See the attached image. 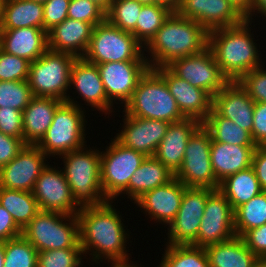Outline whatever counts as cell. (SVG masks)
<instances>
[{
  "mask_svg": "<svg viewBox=\"0 0 266 267\" xmlns=\"http://www.w3.org/2000/svg\"><path fill=\"white\" fill-rule=\"evenodd\" d=\"M122 130L114 138L122 145L143 153L145 156H154L169 127L168 122L157 119L132 117L124 111Z\"/></svg>",
  "mask_w": 266,
  "mask_h": 267,
  "instance_id": "cell-20",
  "label": "cell"
},
{
  "mask_svg": "<svg viewBox=\"0 0 266 267\" xmlns=\"http://www.w3.org/2000/svg\"><path fill=\"white\" fill-rule=\"evenodd\" d=\"M242 239L261 261L266 260V224L247 231Z\"/></svg>",
  "mask_w": 266,
  "mask_h": 267,
  "instance_id": "cell-47",
  "label": "cell"
},
{
  "mask_svg": "<svg viewBox=\"0 0 266 267\" xmlns=\"http://www.w3.org/2000/svg\"><path fill=\"white\" fill-rule=\"evenodd\" d=\"M0 205L11 214L22 230L40 211L32 192L3 187H0Z\"/></svg>",
  "mask_w": 266,
  "mask_h": 267,
  "instance_id": "cell-33",
  "label": "cell"
},
{
  "mask_svg": "<svg viewBox=\"0 0 266 267\" xmlns=\"http://www.w3.org/2000/svg\"><path fill=\"white\" fill-rule=\"evenodd\" d=\"M47 158L50 159L36 145L26 144L11 162L0 168V187L32 192L50 163Z\"/></svg>",
  "mask_w": 266,
  "mask_h": 267,
  "instance_id": "cell-17",
  "label": "cell"
},
{
  "mask_svg": "<svg viewBox=\"0 0 266 267\" xmlns=\"http://www.w3.org/2000/svg\"><path fill=\"white\" fill-rule=\"evenodd\" d=\"M142 5H152L155 4V0H136Z\"/></svg>",
  "mask_w": 266,
  "mask_h": 267,
  "instance_id": "cell-57",
  "label": "cell"
},
{
  "mask_svg": "<svg viewBox=\"0 0 266 267\" xmlns=\"http://www.w3.org/2000/svg\"><path fill=\"white\" fill-rule=\"evenodd\" d=\"M22 235V229L15 223L13 217L0 205V242Z\"/></svg>",
  "mask_w": 266,
  "mask_h": 267,
  "instance_id": "cell-50",
  "label": "cell"
},
{
  "mask_svg": "<svg viewBox=\"0 0 266 267\" xmlns=\"http://www.w3.org/2000/svg\"><path fill=\"white\" fill-rule=\"evenodd\" d=\"M96 65L108 100L113 105L120 104L117 110L131 99L138 82L150 69L148 61H118Z\"/></svg>",
  "mask_w": 266,
  "mask_h": 267,
  "instance_id": "cell-14",
  "label": "cell"
},
{
  "mask_svg": "<svg viewBox=\"0 0 266 267\" xmlns=\"http://www.w3.org/2000/svg\"><path fill=\"white\" fill-rule=\"evenodd\" d=\"M174 178L173 173L155 156H147L129 180L128 187L119 195L135 202L145 192L167 184ZM126 194V195H124Z\"/></svg>",
  "mask_w": 266,
  "mask_h": 267,
  "instance_id": "cell-29",
  "label": "cell"
},
{
  "mask_svg": "<svg viewBox=\"0 0 266 267\" xmlns=\"http://www.w3.org/2000/svg\"><path fill=\"white\" fill-rule=\"evenodd\" d=\"M0 49L34 62L48 50L47 32L36 27L0 29Z\"/></svg>",
  "mask_w": 266,
  "mask_h": 267,
  "instance_id": "cell-26",
  "label": "cell"
},
{
  "mask_svg": "<svg viewBox=\"0 0 266 267\" xmlns=\"http://www.w3.org/2000/svg\"><path fill=\"white\" fill-rule=\"evenodd\" d=\"M210 188L187 187L183 193L181 206L174 220L167 228L165 245H195L201 218L203 217Z\"/></svg>",
  "mask_w": 266,
  "mask_h": 267,
  "instance_id": "cell-12",
  "label": "cell"
},
{
  "mask_svg": "<svg viewBox=\"0 0 266 267\" xmlns=\"http://www.w3.org/2000/svg\"><path fill=\"white\" fill-rule=\"evenodd\" d=\"M211 134L201 125L189 138L181 168L174 175L185 187L219 189L210 160Z\"/></svg>",
  "mask_w": 266,
  "mask_h": 267,
  "instance_id": "cell-11",
  "label": "cell"
},
{
  "mask_svg": "<svg viewBox=\"0 0 266 267\" xmlns=\"http://www.w3.org/2000/svg\"><path fill=\"white\" fill-rule=\"evenodd\" d=\"M255 267H266V263L264 261H260Z\"/></svg>",
  "mask_w": 266,
  "mask_h": 267,
  "instance_id": "cell-58",
  "label": "cell"
},
{
  "mask_svg": "<svg viewBox=\"0 0 266 267\" xmlns=\"http://www.w3.org/2000/svg\"><path fill=\"white\" fill-rule=\"evenodd\" d=\"M142 4L136 0H113L106 20L117 28L132 32L136 28Z\"/></svg>",
  "mask_w": 266,
  "mask_h": 267,
  "instance_id": "cell-39",
  "label": "cell"
},
{
  "mask_svg": "<svg viewBox=\"0 0 266 267\" xmlns=\"http://www.w3.org/2000/svg\"><path fill=\"white\" fill-rule=\"evenodd\" d=\"M68 18L84 21L95 27L106 20V12L91 0H70Z\"/></svg>",
  "mask_w": 266,
  "mask_h": 267,
  "instance_id": "cell-43",
  "label": "cell"
},
{
  "mask_svg": "<svg viewBox=\"0 0 266 267\" xmlns=\"http://www.w3.org/2000/svg\"><path fill=\"white\" fill-rule=\"evenodd\" d=\"M252 23L245 19L237 26L209 32L208 47L214 54L221 74L228 82L238 81L247 72L265 64L257 40L253 38L256 35L254 31L251 33Z\"/></svg>",
  "mask_w": 266,
  "mask_h": 267,
  "instance_id": "cell-3",
  "label": "cell"
},
{
  "mask_svg": "<svg viewBox=\"0 0 266 267\" xmlns=\"http://www.w3.org/2000/svg\"><path fill=\"white\" fill-rule=\"evenodd\" d=\"M91 1H93L100 8H102L105 12H107L113 0H91Z\"/></svg>",
  "mask_w": 266,
  "mask_h": 267,
  "instance_id": "cell-55",
  "label": "cell"
},
{
  "mask_svg": "<svg viewBox=\"0 0 266 267\" xmlns=\"http://www.w3.org/2000/svg\"><path fill=\"white\" fill-rule=\"evenodd\" d=\"M210 267H255L261 260L240 236L205 248Z\"/></svg>",
  "mask_w": 266,
  "mask_h": 267,
  "instance_id": "cell-30",
  "label": "cell"
},
{
  "mask_svg": "<svg viewBox=\"0 0 266 267\" xmlns=\"http://www.w3.org/2000/svg\"><path fill=\"white\" fill-rule=\"evenodd\" d=\"M185 187L177 178H173L167 184L145 192L133 204L139 207L141 212L148 215L150 221L168 227L174 220L183 198Z\"/></svg>",
  "mask_w": 266,
  "mask_h": 267,
  "instance_id": "cell-22",
  "label": "cell"
},
{
  "mask_svg": "<svg viewBox=\"0 0 266 267\" xmlns=\"http://www.w3.org/2000/svg\"><path fill=\"white\" fill-rule=\"evenodd\" d=\"M30 61L0 49V81L28 80Z\"/></svg>",
  "mask_w": 266,
  "mask_h": 267,
  "instance_id": "cell-42",
  "label": "cell"
},
{
  "mask_svg": "<svg viewBox=\"0 0 266 267\" xmlns=\"http://www.w3.org/2000/svg\"><path fill=\"white\" fill-rule=\"evenodd\" d=\"M110 142L101 151V188L107 200L116 201L147 156L122 145L115 138Z\"/></svg>",
  "mask_w": 266,
  "mask_h": 267,
  "instance_id": "cell-10",
  "label": "cell"
},
{
  "mask_svg": "<svg viewBox=\"0 0 266 267\" xmlns=\"http://www.w3.org/2000/svg\"><path fill=\"white\" fill-rule=\"evenodd\" d=\"M68 97L55 111L53 121L36 146L49 158L83 148L87 140L85 107ZM84 109H83V108ZM57 155V157H55Z\"/></svg>",
  "mask_w": 266,
  "mask_h": 267,
  "instance_id": "cell-5",
  "label": "cell"
},
{
  "mask_svg": "<svg viewBox=\"0 0 266 267\" xmlns=\"http://www.w3.org/2000/svg\"><path fill=\"white\" fill-rule=\"evenodd\" d=\"M60 168V169H59ZM32 194L42 211L77 215L81 207L75 202L61 167L47 165L35 182Z\"/></svg>",
  "mask_w": 266,
  "mask_h": 267,
  "instance_id": "cell-15",
  "label": "cell"
},
{
  "mask_svg": "<svg viewBox=\"0 0 266 267\" xmlns=\"http://www.w3.org/2000/svg\"><path fill=\"white\" fill-rule=\"evenodd\" d=\"M63 101L53 97L33 96L22 112L23 141L36 145L50 127L57 108Z\"/></svg>",
  "mask_w": 266,
  "mask_h": 267,
  "instance_id": "cell-28",
  "label": "cell"
},
{
  "mask_svg": "<svg viewBox=\"0 0 266 267\" xmlns=\"http://www.w3.org/2000/svg\"><path fill=\"white\" fill-rule=\"evenodd\" d=\"M82 248H65L38 252L37 267H83Z\"/></svg>",
  "mask_w": 266,
  "mask_h": 267,
  "instance_id": "cell-41",
  "label": "cell"
},
{
  "mask_svg": "<svg viewBox=\"0 0 266 267\" xmlns=\"http://www.w3.org/2000/svg\"><path fill=\"white\" fill-rule=\"evenodd\" d=\"M123 111L132 117L157 119L168 123L185 118L165 80L154 69H149L140 79Z\"/></svg>",
  "mask_w": 266,
  "mask_h": 267,
  "instance_id": "cell-6",
  "label": "cell"
},
{
  "mask_svg": "<svg viewBox=\"0 0 266 267\" xmlns=\"http://www.w3.org/2000/svg\"><path fill=\"white\" fill-rule=\"evenodd\" d=\"M25 145L22 139L0 132V168L11 162Z\"/></svg>",
  "mask_w": 266,
  "mask_h": 267,
  "instance_id": "cell-49",
  "label": "cell"
},
{
  "mask_svg": "<svg viewBox=\"0 0 266 267\" xmlns=\"http://www.w3.org/2000/svg\"><path fill=\"white\" fill-rule=\"evenodd\" d=\"M256 147L221 143L212 139L210 160L217 181L220 183L226 177L250 168Z\"/></svg>",
  "mask_w": 266,
  "mask_h": 267,
  "instance_id": "cell-27",
  "label": "cell"
},
{
  "mask_svg": "<svg viewBox=\"0 0 266 267\" xmlns=\"http://www.w3.org/2000/svg\"><path fill=\"white\" fill-rule=\"evenodd\" d=\"M98 149L96 146L88 149L85 145L59 156L64 177L80 207L99 206L108 201L101 188V151Z\"/></svg>",
  "mask_w": 266,
  "mask_h": 267,
  "instance_id": "cell-4",
  "label": "cell"
},
{
  "mask_svg": "<svg viewBox=\"0 0 266 267\" xmlns=\"http://www.w3.org/2000/svg\"><path fill=\"white\" fill-rule=\"evenodd\" d=\"M75 60L76 57L69 53L48 49L31 62L27 81L33 96L53 97L65 102L70 97V70Z\"/></svg>",
  "mask_w": 266,
  "mask_h": 267,
  "instance_id": "cell-9",
  "label": "cell"
},
{
  "mask_svg": "<svg viewBox=\"0 0 266 267\" xmlns=\"http://www.w3.org/2000/svg\"><path fill=\"white\" fill-rule=\"evenodd\" d=\"M254 14L255 17L259 16L261 18L262 16V19L266 20V0H252L250 12L245 16V19L253 22L255 20L252 18L254 17Z\"/></svg>",
  "mask_w": 266,
  "mask_h": 267,
  "instance_id": "cell-52",
  "label": "cell"
},
{
  "mask_svg": "<svg viewBox=\"0 0 266 267\" xmlns=\"http://www.w3.org/2000/svg\"><path fill=\"white\" fill-rule=\"evenodd\" d=\"M234 236V210L226 197L218 189L214 190L207 198L194 246L206 248Z\"/></svg>",
  "mask_w": 266,
  "mask_h": 267,
  "instance_id": "cell-13",
  "label": "cell"
},
{
  "mask_svg": "<svg viewBox=\"0 0 266 267\" xmlns=\"http://www.w3.org/2000/svg\"><path fill=\"white\" fill-rule=\"evenodd\" d=\"M33 94L27 80L0 81V108H14L23 112Z\"/></svg>",
  "mask_w": 266,
  "mask_h": 267,
  "instance_id": "cell-40",
  "label": "cell"
},
{
  "mask_svg": "<svg viewBox=\"0 0 266 267\" xmlns=\"http://www.w3.org/2000/svg\"><path fill=\"white\" fill-rule=\"evenodd\" d=\"M94 26L66 18L47 32L48 49L82 58L87 51Z\"/></svg>",
  "mask_w": 266,
  "mask_h": 267,
  "instance_id": "cell-25",
  "label": "cell"
},
{
  "mask_svg": "<svg viewBox=\"0 0 266 267\" xmlns=\"http://www.w3.org/2000/svg\"><path fill=\"white\" fill-rule=\"evenodd\" d=\"M113 203V200H108L99 206L81 207L77 213L79 242L84 257L88 260L86 254L91 252L89 259L93 264L90 265H100L107 260L111 267H135L137 262L130 260L131 254L127 253L126 247L131 232L123 224V214L115 209Z\"/></svg>",
  "mask_w": 266,
  "mask_h": 267,
  "instance_id": "cell-1",
  "label": "cell"
},
{
  "mask_svg": "<svg viewBox=\"0 0 266 267\" xmlns=\"http://www.w3.org/2000/svg\"><path fill=\"white\" fill-rule=\"evenodd\" d=\"M38 251L23 236L4 242L3 267H37Z\"/></svg>",
  "mask_w": 266,
  "mask_h": 267,
  "instance_id": "cell-38",
  "label": "cell"
},
{
  "mask_svg": "<svg viewBox=\"0 0 266 267\" xmlns=\"http://www.w3.org/2000/svg\"><path fill=\"white\" fill-rule=\"evenodd\" d=\"M202 125L193 118L169 124L167 132L155 152V157L175 175L182 166L189 138Z\"/></svg>",
  "mask_w": 266,
  "mask_h": 267,
  "instance_id": "cell-24",
  "label": "cell"
},
{
  "mask_svg": "<svg viewBox=\"0 0 266 267\" xmlns=\"http://www.w3.org/2000/svg\"><path fill=\"white\" fill-rule=\"evenodd\" d=\"M266 224V192L262 191L250 201L234 210L236 236L242 237L247 231Z\"/></svg>",
  "mask_w": 266,
  "mask_h": 267,
  "instance_id": "cell-35",
  "label": "cell"
},
{
  "mask_svg": "<svg viewBox=\"0 0 266 267\" xmlns=\"http://www.w3.org/2000/svg\"><path fill=\"white\" fill-rule=\"evenodd\" d=\"M202 125L216 142L235 145H256L251 133L232 120L221 116L213 107Z\"/></svg>",
  "mask_w": 266,
  "mask_h": 267,
  "instance_id": "cell-34",
  "label": "cell"
},
{
  "mask_svg": "<svg viewBox=\"0 0 266 267\" xmlns=\"http://www.w3.org/2000/svg\"><path fill=\"white\" fill-rule=\"evenodd\" d=\"M262 191L266 192V146H257L254 151L252 165Z\"/></svg>",
  "mask_w": 266,
  "mask_h": 267,
  "instance_id": "cell-51",
  "label": "cell"
},
{
  "mask_svg": "<svg viewBox=\"0 0 266 267\" xmlns=\"http://www.w3.org/2000/svg\"><path fill=\"white\" fill-rule=\"evenodd\" d=\"M32 1H38V2H42V3H44V2L47 1V0H32Z\"/></svg>",
  "mask_w": 266,
  "mask_h": 267,
  "instance_id": "cell-60",
  "label": "cell"
},
{
  "mask_svg": "<svg viewBox=\"0 0 266 267\" xmlns=\"http://www.w3.org/2000/svg\"><path fill=\"white\" fill-rule=\"evenodd\" d=\"M1 12H2V2L0 1V20H1Z\"/></svg>",
  "mask_w": 266,
  "mask_h": 267,
  "instance_id": "cell-59",
  "label": "cell"
},
{
  "mask_svg": "<svg viewBox=\"0 0 266 267\" xmlns=\"http://www.w3.org/2000/svg\"><path fill=\"white\" fill-rule=\"evenodd\" d=\"M167 67L179 78L205 90L212 97L228 83L209 47L199 54L174 60Z\"/></svg>",
  "mask_w": 266,
  "mask_h": 267,
  "instance_id": "cell-16",
  "label": "cell"
},
{
  "mask_svg": "<svg viewBox=\"0 0 266 267\" xmlns=\"http://www.w3.org/2000/svg\"><path fill=\"white\" fill-rule=\"evenodd\" d=\"M175 12L196 21L208 32L237 26L245 20V16L228 0H180Z\"/></svg>",
  "mask_w": 266,
  "mask_h": 267,
  "instance_id": "cell-18",
  "label": "cell"
},
{
  "mask_svg": "<svg viewBox=\"0 0 266 267\" xmlns=\"http://www.w3.org/2000/svg\"><path fill=\"white\" fill-rule=\"evenodd\" d=\"M255 102L241 85L228 82L213 96L212 107L223 117L232 120L252 136Z\"/></svg>",
  "mask_w": 266,
  "mask_h": 267,
  "instance_id": "cell-23",
  "label": "cell"
},
{
  "mask_svg": "<svg viewBox=\"0 0 266 267\" xmlns=\"http://www.w3.org/2000/svg\"><path fill=\"white\" fill-rule=\"evenodd\" d=\"M0 132L23 140L22 111L11 107H1Z\"/></svg>",
  "mask_w": 266,
  "mask_h": 267,
  "instance_id": "cell-46",
  "label": "cell"
},
{
  "mask_svg": "<svg viewBox=\"0 0 266 267\" xmlns=\"http://www.w3.org/2000/svg\"><path fill=\"white\" fill-rule=\"evenodd\" d=\"M71 87L75 89L74 93L78 94L76 98L83 100L84 105L90 106L92 111L102 112L105 117L115 112L114 105L107 98L96 64L87 62L83 58H76L70 70V90L72 91Z\"/></svg>",
  "mask_w": 266,
  "mask_h": 267,
  "instance_id": "cell-19",
  "label": "cell"
},
{
  "mask_svg": "<svg viewBox=\"0 0 266 267\" xmlns=\"http://www.w3.org/2000/svg\"><path fill=\"white\" fill-rule=\"evenodd\" d=\"M235 8H237L244 16H246L251 9L252 0H228Z\"/></svg>",
  "mask_w": 266,
  "mask_h": 267,
  "instance_id": "cell-53",
  "label": "cell"
},
{
  "mask_svg": "<svg viewBox=\"0 0 266 267\" xmlns=\"http://www.w3.org/2000/svg\"><path fill=\"white\" fill-rule=\"evenodd\" d=\"M173 11L162 4L143 5L136 28L131 32L145 47Z\"/></svg>",
  "mask_w": 266,
  "mask_h": 267,
  "instance_id": "cell-36",
  "label": "cell"
},
{
  "mask_svg": "<svg viewBox=\"0 0 266 267\" xmlns=\"http://www.w3.org/2000/svg\"><path fill=\"white\" fill-rule=\"evenodd\" d=\"M235 210L262 192L252 167L226 177L218 189Z\"/></svg>",
  "mask_w": 266,
  "mask_h": 267,
  "instance_id": "cell-32",
  "label": "cell"
},
{
  "mask_svg": "<svg viewBox=\"0 0 266 267\" xmlns=\"http://www.w3.org/2000/svg\"><path fill=\"white\" fill-rule=\"evenodd\" d=\"M154 70L165 80L182 115L203 123L212 109L213 97L205 90L179 78L168 67Z\"/></svg>",
  "mask_w": 266,
  "mask_h": 267,
  "instance_id": "cell-21",
  "label": "cell"
},
{
  "mask_svg": "<svg viewBox=\"0 0 266 267\" xmlns=\"http://www.w3.org/2000/svg\"><path fill=\"white\" fill-rule=\"evenodd\" d=\"M155 4H162L175 12L180 4V0H155Z\"/></svg>",
  "mask_w": 266,
  "mask_h": 267,
  "instance_id": "cell-54",
  "label": "cell"
},
{
  "mask_svg": "<svg viewBox=\"0 0 266 267\" xmlns=\"http://www.w3.org/2000/svg\"><path fill=\"white\" fill-rule=\"evenodd\" d=\"M4 265V242H0V267Z\"/></svg>",
  "mask_w": 266,
  "mask_h": 267,
  "instance_id": "cell-56",
  "label": "cell"
},
{
  "mask_svg": "<svg viewBox=\"0 0 266 267\" xmlns=\"http://www.w3.org/2000/svg\"><path fill=\"white\" fill-rule=\"evenodd\" d=\"M265 65L253 69L237 82L254 102H266V69Z\"/></svg>",
  "mask_w": 266,
  "mask_h": 267,
  "instance_id": "cell-44",
  "label": "cell"
},
{
  "mask_svg": "<svg viewBox=\"0 0 266 267\" xmlns=\"http://www.w3.org/2000/svg\"><path fill=\"white\" fill-rule=\"evenodd\" d=\"M208 45L209 32L202 25L172 12L144 47V55L150 69H157L179 58L199 54Z\"/></svg>",
  "mask_w": 266,
  "mask_h": 267,
  "instance_id": "cell-2",
  "label": "cell"
},
{
  "mask_svg": "<svg viewBox=\"0 0 266 267\" xmlns=\"http://www.w3.org/2000/svg\"><path fill=\"white\" fill-rule=\"evenodd\" d=\"M70 0H47L43 3V29L48 32L68 18Z\"/></svg>",
  "mask_w": 266,
  "mask_h": 267,
  "instance_id": "cell-45",
  "label": "cell"
},
{
  "mask_svg": "<svg viewBox=\"0 0 266 267\" xmlns=\"http://www.w3.org/2000/svg\"><path fill=\"white\" fill-rule=\"evenodd\" d=\"M82 58L92 64L147 61L144 47L135 36L131 32L117 28L107 20L93 28L87 51Z\"/></svg>",
  "mask_w": 266,
  "mask_h": 267,
  "instance_id": "cell-8",
  "label": "cell"
},
{
  "mask_svg": "<svg viewBox=\"0 0 266 267\" xmlns=\"http://www.w3.org/2000/svg\"><path fill=\"white\" fill-rule=\"evenodd\" d=\"M22 235L38 252L81 248L77 215L40 210L24 227Z\"/></svg>",
  "mask_w": 266,
  "mask_h": 267,
  "instance_id": "cell-7",
  "label": "cell"
},
{
  "mask_svg": "<svg viewBox=\"0 0 266 267\" xmlns=\"http://www.w3.org/2000/svg\"><path fill=\"white\" fill-rule=\"evenodd\" d=\"M252 139L256 146H266V102H255Z\"/></svg>",
  "mask_w": 266,
  "mask_h": 267,
  "instance_id": "cell-48",
  "label": "cell"
},
{
  "mask_svg": "<svg viewBox=\"0 0 266 267\" xmlns=\"http://www.w3.org/2000/svg\"><path fill=\"white\" fill-rule=\"evenodd\" d=\"M43 3L32 0H8L2 3L0 29L36 27L43 29Z\"/></svg>",
  "mask_w": 266,
  "mask_h": 267,
  "instance_id": "cell-31",
  "label": "cell"
},
{
  "mask_svg": "<svg viewBox=\"0 0 266 267\" xmlns=\"http://www.w3.org/2000/svg\"><path fill=\"white\" fill-rule=\"evenodd\" d=\"M157 267H210L205 248L194 245H165Z\"/></svg>",
  "mask_w": 266,
  "mask_h": 267,
  "instance_id": "cell-37",
  "label": "cell"
}]
</instances>
